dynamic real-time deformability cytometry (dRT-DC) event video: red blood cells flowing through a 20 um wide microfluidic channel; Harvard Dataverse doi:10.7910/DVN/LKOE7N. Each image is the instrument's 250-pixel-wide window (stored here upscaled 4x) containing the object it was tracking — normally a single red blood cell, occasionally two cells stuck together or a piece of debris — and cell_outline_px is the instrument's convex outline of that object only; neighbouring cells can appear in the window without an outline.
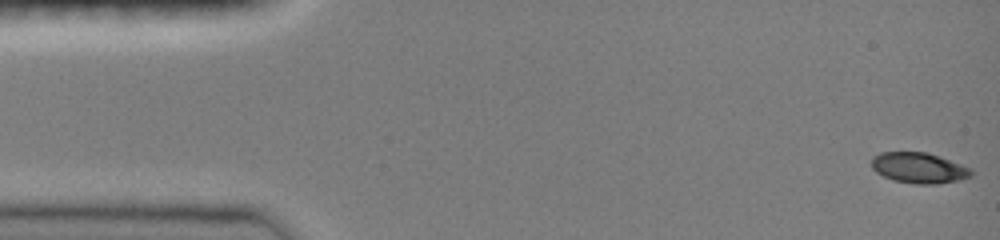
{"species": "common noctule bat (a hibernating species)", "species_latin": "Nyctalus noctula", "temperature_condition": "room temperature", "stored_images_in_passage": 47, "camera_frame_rate_fps": 3000, "um_per_image_px": 0.085, "animal": {"sex": "female", "body_mass_g": 19.0, "forearm_length_mm": 51.5}, "frame": {"image": 1, "passage_image": 1, "time_ms": 0.0, "image_size_px": [1000, 240], "cell_outline_px": [[972, 172], [968, 176], [956, 180], [936, 184], [916, 184], [896, 180], [884, 176], [876, 172], [872, 168], [872, 156], [880, 152], [928, 152], [940, 156], [972, 168]], "centroid_in_image_um": [78.08, 14.25], "position_along_channel_um": 6.9, "area_um2": 17.63}}
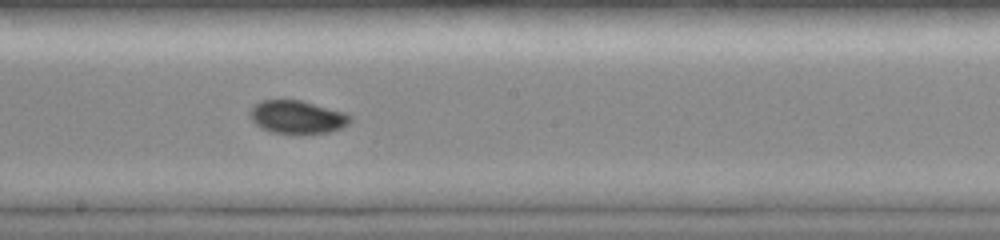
{"frame": {"image": 2, "passage_image": 26, "time_ms": 8.333, "image_size_px": [1000, 240], "cell_outline_px": [[352, 116], [348, 124], [340, 128], [328, 132], [272, 132], [260, 128], [248, 116], [248, 112], [252, 104], [260, 100], [300, 100], [348, 112]], "centroid_in_image_um": [25.23, 9.91], "position_along_channel_um": 223.0, "area_um2": 19.31}}
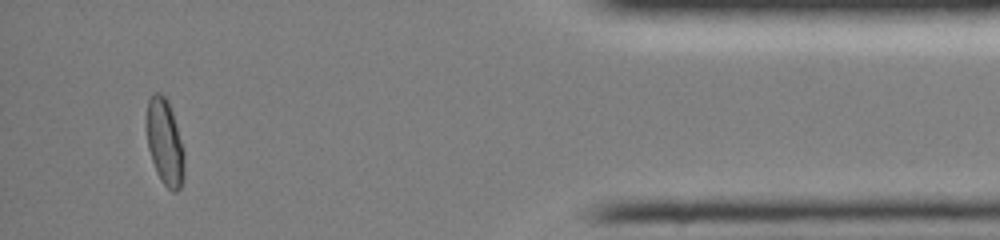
{"frame": {"image": 3, "passage_image": 44, "time_ms": 14.333, "image_size_px": [1000, 240], "cell_outline_px": [[184, 176], [180, 188], [176, 192], [172, 192], [160, 180], [156, 172], [148, 148], [148, 100], [152, 92], [160, 92], [168, 100], [184, 148]], "centroid_in_image_um": [14.04, 12.12], "position_along_channel_um": 421.2, "area_um2": 18.79}, "authors_computed_cell_mechanics": {"area_um2": 18.785, "velocity_mm_per_s": 4.0686, "shape_relaxation_time_tau1_ms": 7.8047, "shape_relaxation_time_tau2_ms": 1.7716, "deformation_change_tau1": 0.1895, "deformation_change_tau2": 0.0361}}